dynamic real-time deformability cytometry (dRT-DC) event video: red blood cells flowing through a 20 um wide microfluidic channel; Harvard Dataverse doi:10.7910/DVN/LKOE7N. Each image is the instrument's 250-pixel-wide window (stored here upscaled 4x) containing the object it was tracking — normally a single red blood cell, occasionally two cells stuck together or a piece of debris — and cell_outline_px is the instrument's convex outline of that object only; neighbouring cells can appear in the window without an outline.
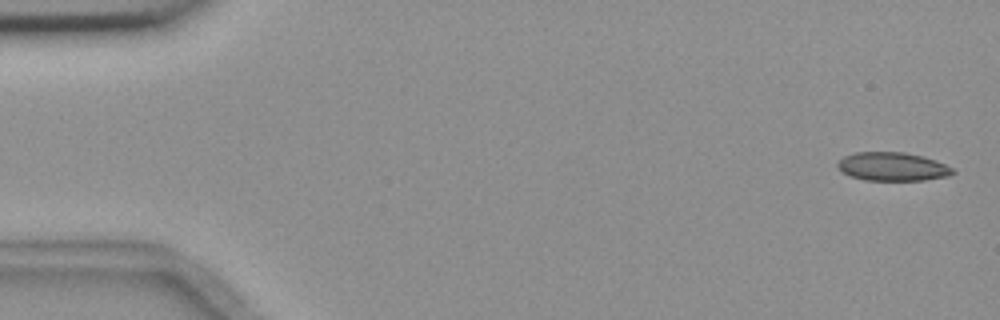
{"species": "common noctule bat (a hibernating species)", "species_latin": "Nyctalus noctula", "temperature_condition": "room temperature", "stored_images_in_passage": 5, "camera_frame_rate_fps": 3000, "um_per_image_px": 0.085, "animal": {"sex": "female", "body_mass_g": 18.4}, "frame": {"image": 1, "passage_image": 1, "time_ms": 0.0, "image_size_px": [1000, 320], "cell_outline_px": [[956, 172], [948, 176], [924, 180], [864, 180], [840, 172], [836, 164], [844, 156], [856, 152], [904, 152], [924, 156], [936, 160], [952, 168]], "centroid_in_image_um": [75.85, 14.16], "position_along_channel_um": 9.1, "area_um2": 19.19}}